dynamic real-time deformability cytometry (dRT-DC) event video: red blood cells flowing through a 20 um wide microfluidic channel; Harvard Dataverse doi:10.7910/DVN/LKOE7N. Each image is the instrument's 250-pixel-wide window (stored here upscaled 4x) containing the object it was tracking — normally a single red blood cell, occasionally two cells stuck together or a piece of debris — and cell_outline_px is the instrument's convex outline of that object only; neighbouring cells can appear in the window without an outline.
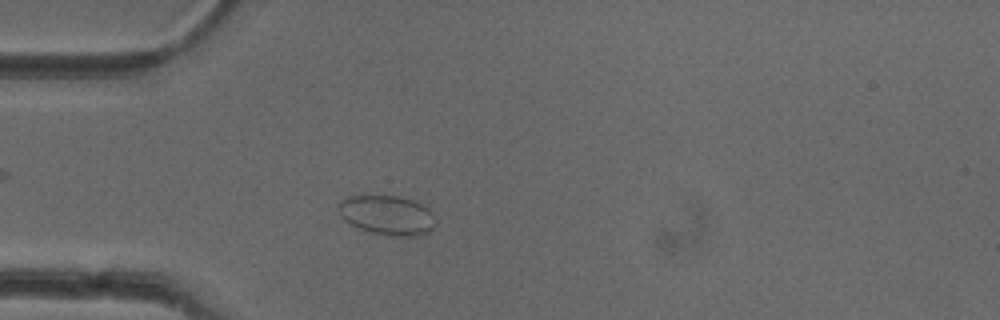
{"species": "common noctule bat (a hibernating species)", "species_latin": "Nyctalus noctula", "temperature_condition": "cold", "stored_images_in_passage": 44, "camera_frame_rate_fps": 3000, "um_per_image_px": 0.085, "animal": {"sex": "female"}, "frame": {"image": 1, "passage_image": 7, "time_ms": 2.0, "image_size_px": [1000, 320], "cell_outline_px": [[436, 224], [424, 236], [392, 236], [372, 232], [360, 228], [344, 220], [340, 216], [336, 204], [340, 200], [348, 196], [400, 196], [412, 200], [428, 208], [432, 212]], "centroid_in_image_um": [32.9, 18.29], "position_along_channel_um": 52.1, "area_um2": 22.48}}
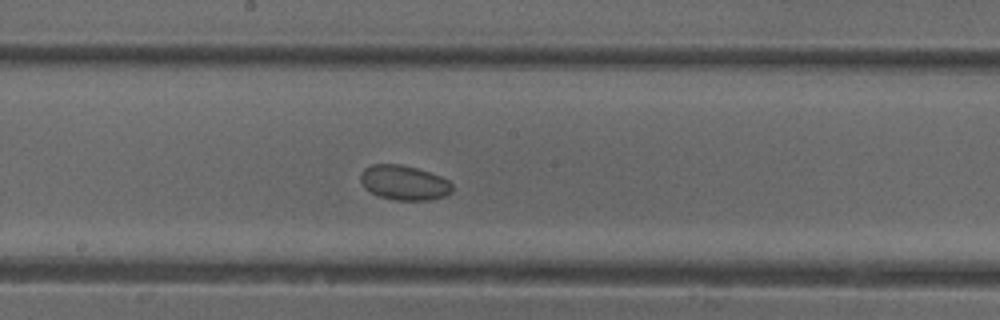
{"frame": {"image": 2, "passage_image": 20, "time_ms": 6.333, "image_size_px": [1000, 320], "cell_outline_px": [[452, 192], [448, 196], [428, 200], [396, 200], [380, 196], [364, 188], [360, 180], [360, 172], [364, 168], [372, 164], [400, 164], [416, 168], [440, 176], [448, 180], [452, 184]], "centroid_in_image_um": [34.35, 15.53], "position_along_channel_um": 213.9, "area_um2": 18.61}}
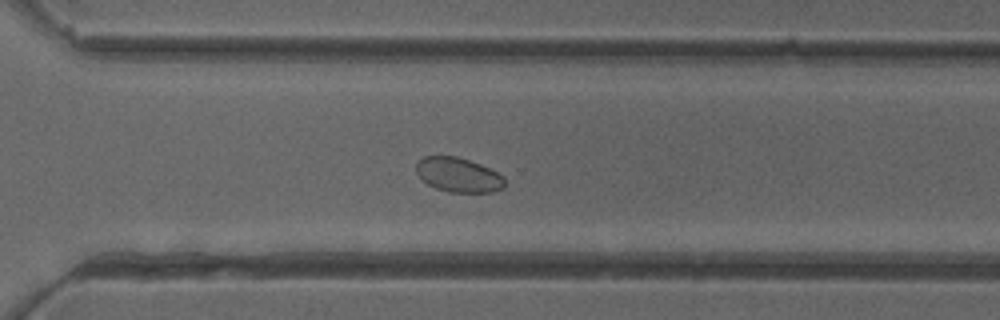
{"frame": {"image": 3, "passage_image": 29, "time_ms": 9.333, "image_size_px": [1000, 320], "cell_outline_px": [[504, 188], [492, 192], [448, 192], [436, 188], [428, 184], [416, 172], [416, 164], [424, 156], [456, 156], [480, 164], [504, 176]], "centroid_in_image_um": [38.97, 14.87], "position_along_channel_um": 331.6, "area_um2": 17.63}}